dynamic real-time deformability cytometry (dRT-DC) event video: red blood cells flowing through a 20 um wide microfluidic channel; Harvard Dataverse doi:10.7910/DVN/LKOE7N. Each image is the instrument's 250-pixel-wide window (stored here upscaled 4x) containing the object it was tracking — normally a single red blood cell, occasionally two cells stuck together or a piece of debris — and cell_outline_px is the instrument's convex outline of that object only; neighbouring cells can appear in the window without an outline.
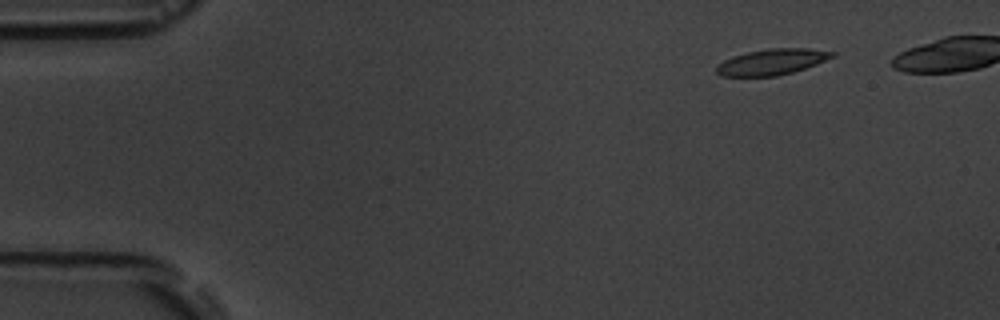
{"species": "common noctule bat (a hibernating species)", "species_latin": "Nyctalus noctula", "temperature_condition": "room temperature", "stored_images_in_passage": 5, "segment_of_instrument_passage": [2, 2], "camera_frame_rate_fps": 3000, "um_per_image_px": 0.085, "animal": {"sex": "male", "body_mass_g": 19.5, "forearm_length_mm": 54.6}, "frame": {"image": 1, "passage_image": 5, "time_ms": 6.333, "image_size_px": [1000, 320], "cell_outline_px": [[836, 56], [816, 64], [792, 72], [776, 76], [720, 76], [716, 72], [716, 64], [732, 56], [748, 52], [768, 48], [808, 48], [836, 52]], "centroid_in_image_um": [65.6, 5.25], "position_along_channel_um": 19.4, "area_um2": 17.51}}